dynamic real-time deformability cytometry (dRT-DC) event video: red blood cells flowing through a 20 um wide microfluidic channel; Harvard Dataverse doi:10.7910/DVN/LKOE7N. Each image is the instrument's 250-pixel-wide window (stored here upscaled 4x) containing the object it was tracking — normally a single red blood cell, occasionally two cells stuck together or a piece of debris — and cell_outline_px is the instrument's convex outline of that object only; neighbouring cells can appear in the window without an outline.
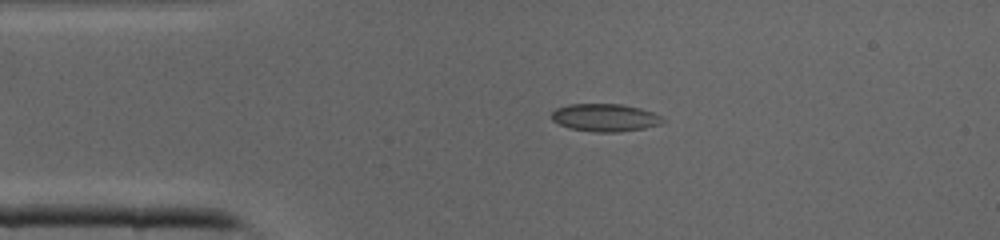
{"species": "common noctule bat (a hibernating species)", "species_latin": "Nyctalus noctula", "temperature_condition": "cold", "stored_images_in_passage": 34, "camera_frame_rate_fps": 3000, "um_per_image_px": 0.085, "animal": {"sex": "male", "body_mass_g": 19.0, "forearm_length_mm": 50.8}, "frame": {"image": 1, "passage_image": 1, "time_ms": 0.0, "image_size_px": [1000, 240], "cell_outline_px": [[668, 120], [660, 124], [644, 128], [620, 132], [596, 132], [568, 128], [552, 120], [552, 112], [556, 108], [568, 104], [624, 104], [640, 108], [652, 112]], "centroid_in_image_um": [51.44, 9.99], "position_along_channel_um": 33.6, "area_um2": 18.03}}
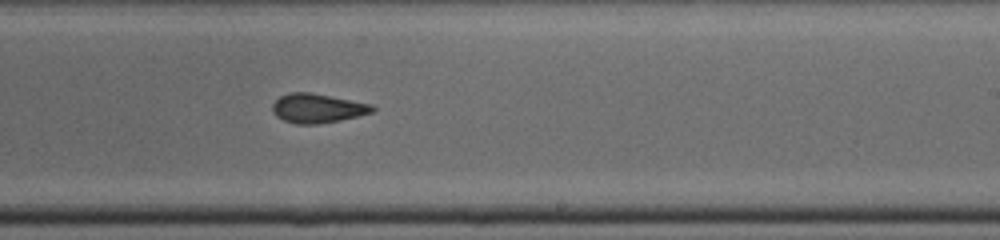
{"frame": {"image": 2, "passage_image": 17, "time_ms": 5.333, "image_size_px": [1000, 240], "cell_outline_px": [[376, 108], [372, 112], [340, 120], [316, 124], [296, 124], [284, 120], [276, 116], [272, 112], [272, 104], [280, 96], [288, 92], [308, 92], [372, 104]], "centroid_in_image_um": [26.95, 9.2], "position_along_channel_um": 262.1, "area_um2": 16.88}}
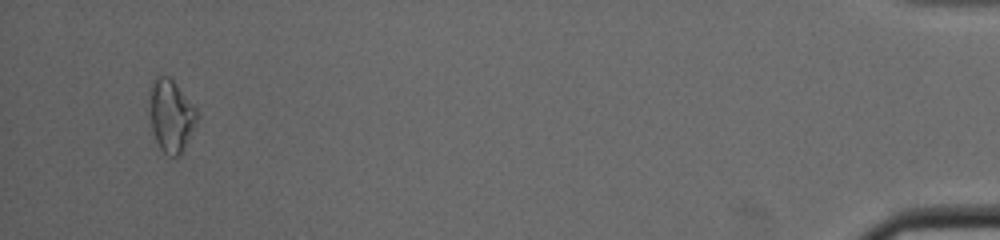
{"frame": {"image": 3, "passage_image": 32, "time_ms": 10.333, "image_size_px": [1000, 240], "cell_outline_px": [[196, 124], [184, 148], [176, 156], [168, 156], [160, 148], [156, 140], [152, 128], [148, 100], [148, 88], [152, 80], [156, 76], [168, 76], [176, 84], [196, 108]], "centroid_in_image_um": [14.49, 9.79], "position_along_channel_um": 420.7, "area_um2": 19.94}}